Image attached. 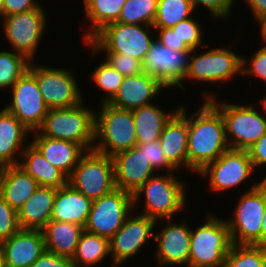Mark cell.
Segmentation results:
<instances>
[{
  "instance_id": "30",
  "label": "cell",
  "mask_w": 266,
  "mask_h": 267,
  "mask_svg": "<svg viewBox=\"0 0 266 267\" xmlns=\"http://www.w3.org/2000/svg\"><path fill=\"white\" fill-rule=\"evenodd\" d=\"M41 230L46 251L72 259L84 227L71 222L50 220Z\"/></svg>"
},
{
  "instance_id": "4",
  "label": "cell",
  "mask_w": 266,
  "mask_h": 267,
  "mask_svg": "<svg viewBox=\"0 0 266 267\" xmlns=\"http://www.w3.org/2000/svg\"><path fill=\"white\" fill-rule=\"evenodd\" d=\"M154 27L113 22L99 30L87 43L92 58L103 53L126 54L143 62L156 34ZM155 32V33H154ZM153 33V34H152Z\"/></svg>"
},
{
  "instance_id": "49",
  "label": "cell",
  "mask_w": 266,
  "mask_h": 267,
  "mask_svg": "<svg viewBox=\"0 0 266 267\" xmlns=\"http://www.w3.org/2000/svg\"><path fill=\"white\" fill-rule=\"evenodd\" d=\"M257 25H259L258 27L260 28V34H261V42H266V13H264L263 15H261L257 20Z\"/></svg>"
},
{
  "instance_id": "47",
  "label": "cell",
  "mask_w": 266,
  "mask_h": 267,
  "mask_svg": "<svg viewBox=\"0 0 266 267\" xmlns=\"http://www.w3.org/2000/svg\"><path fill=\"white\" fill-rule=\"evenodd\" d=\"M158 41L174 51L190 50L185 44H180V39L172 28H154Z\"/></svg>"
},
{
  "instance_id": "35",
  "label": "cell",
  "mask_w": 266,
  "mask_h": 267,
  "mask_svg": "<svg viewBox=\"0 0 266 267\" xmlns=\"http://www.w3.org/2000/svg\"><path fill=\"white\" fill-rule=\"evenodd\" d=\"M223 267H266V246L232 244Z\"/></svg>"
},
{
  "instance_id": "53",
  "label": "cell",
  "mask_w": 266,
  "mask_h": 267,
  "mask_svg": "<svg viewBox=\"0 0 266 267\" xmlns=\"http://www.w3.org/2000/svg\"><path fill=\"white\" fill-rule=\"evenodd\" d=\"M2 4H3V0H0V17H1Z\"/></svg>"
},
{
  "instance_id": "9",
  "label": "cell",
  "mask_w": 266,
  "mask_h": 267,
  "mask_svg": "<svg viewBox=\"0 0 266 267\" xmlns=\"http://www.w3.org/2000/svg\"><path fill=\"white\" fill-rule=\"evenodd\" d=\"M232 46H221L212 48L207 43V51L203 49L192 50L190 54L189 70L186 73L184 81L204 82L203 84H224L234 79L235 76H241L242 55L236 54L231 50ZM197 51L200 52L197 55ZM235 75V76H234ZM234 77V78H233Z\"/></svg>"
},
{
  "instance_id": "37",
  "label": "cell",
  "mask_w": 266,
  "mask_h": 267,
  "mask_svg": "<svg viewBox=\"0 0 266 267\" xmlns=\"http://www.w3.org/2000/svg\"><path fill=\"white\" fill-rule=\"evenodd\" d=\"M92 73L89 75L94 87H98L100 92H104L100 98L101 103H108L117 93L122 84L124 76L116 69L112 68L105 60L98 63Z\"/></svg>"
},
{
  "instance_id": "34",
  "label": "cell",
  "mask_w": 266,
  "mask_h": 267,
  "mask_svg": "<svg viewBox=\"0 0 266 267\" xmlns=\"http://www.w3.org/2000/svg\"><path fill=\"white\" fill-rule=\"evenodd\" d=\"M31 60L16 51L0 50V89H7L29 69Z\"/></svg>"
},
{
  "instance_id": "25",
  "label": "cell",
  "mask_w": 266,
  "mask_h": 267,
  "mask_svg": "<svg viewBox=\"0 0 266 267\" xmlns=\"http://www.w3.org/2000/svg\"><path fill=\"white\" fill-rule=\"evenodd\" d=\"M39 187L18 165L0 167V196L17 212Z\"/></svg>"
},
{
  "instance_id": "28",
  "label": "cell",
  "mask_w": 266,
  "mask_h": 267,
  "mask_svg": "<svg viewBox=\"0 0 266 267\" xmlns=\"http://www.w3.org/2000/svg\"><path fill=\"white\" fill-rule=\"evenodd\" d=\"M156 101L132 110L134 116L137 145L159 140L165 124L179 110L175 106L170 111L155 105Z\"/></svg>"
},
{
  "instance_id": "8",
  "label": "cell",
  "mask_w": 266,
  "mask_h": 267,
  "mask_svg": "<svg viewBox=\"0 0 266 267\" xmlns=\"http://www.w3.org/2000/svg\"><path fill=\"white\" fill-rule=\"evenodd\" d=\"M241 192L232 217L226 218L233 244L261 245V225L266 202V180L262 178Z\"/></svg>"
},
{
  "instance_id": "38",
  "label": "cell",
  "mask_w": 266,
  "mask_h": 267,
  "mask_svg": "<svg viewBox=\"0 0 266 267\" xmlns=\"http://www.w3.org/2000/svg\"><path fill=\"white\" fill-rule=\"evenodd\" d=\"M192 16L180 21L172 29L179 37L180 44H185L190 50H197L199 47H206L207 44L204 42L203 37L205 33L203 32V26H201L200 20L194 19L195 15Z\"/></svg>"
},
{
  "instance_id": "19",
  "label": "cell",
  "mask_w": 266,
  "mask_h": 267,
  "mask_svg": "<svg viewBox=\"0 0 266 267\" xmlns=\"http://www.w3.org/2000/svg\"><path fill=\"white\" fill-rule=\"evenodd\" d=\"M180 104L179 110L165 124L159 142L168 162L176 169L188 171V111Z\"/></svg>"
},
{
  "instance_id": "29",
  "label": "cell",
  "mask_w": 266,
  "mask_h": 267,
  "mask_svg": "<svg viewBox=\"0 0 266 267\" xmlns=\"http://www.w3.org/2000/svg\"><path fill=\"white\" fill-rule=\"evenodd\" d=\"M57 189L39 187L18 213L21 229H42L50 220Z\"/></svg>"
},
{
  "instance_id": "40",
  "label": "cell",
  "mask_w": 266,
  "mask_h": 267,
  "mask_svg": "<svg viewBox=\"0 0 266 267\" xmlns=\"http://www.w3.org/2000/svg\"><path fill=\"white\" fill-rule=\"evenodd\" d=\"M136 147L144 152L147 161L156 172L159 173V171L163 170H165V173L179 172L166 159L159 140L145 144H138Z\"/></svg>"
},
{
  "instance_id": "26",
  "label": "cell",
  "mask_w": 266,
  "mask_h": 267,
  "mask_svg": "<svg viewBox=\"0 0 266 267\" xmlns=\"http://www.w3.org/2000/svg\"><path fill=\"white\" fill-rule=\"evenodd\" d=\"M91 206V199L87 198L80 191L74 189L70 184H67L57 189L51 220L71 222L84 227Z\"/></svg>"
},
{
  "instance_id": "22",
  "label": "cell",
  "mask_w": 266,
  "mask_h": 267,
  "mask_svg": "<svg viewBox=\"0 0 266 267\" xmlns=\"http://www.w3.org/2000/svg\"><path fill=\"white\" fill-rule=\"evenodd\" d=\"M7 267H30L46 250L40 229H20L0 242Z\"/></svg>"
},
{
  "instance_id": "1",
  "label": "cell",
  "mask_w": 266,
  "mask_h": 267,
  "mask_svg": "<svg viewBox=\"0 0 266 267\" xmlns=\"http://www.w3.org/2000/svg\"><path fill=\"white\" fill-rule=\"evenodd\" d=\"M192 115L188 114V171L200 172L230 147L221 112L203 100Z\"/></svg>"
},
{
  "instance_id": "5",
  "label": "cell",
  "mask_w": 266,
  "mask_h": 267,
  "mask_svg": "<svg viewBox=\"0 0 266 267\" xmlns=\"http://www.w3.org/2000/svg\"><path fill=\"white\" fill-rule=\"evenodd\" d=\"M85 100L70 108H51L42 126V136L80 144L86 151L93 150L95 142V110ZM88 106V107H87Z\"/></svg>"
},
{
  "instance_id": "31",
  "label": "cell",
  "mask_w": 266,
  "mask_h": 267,
  "mask_svg": "<svg viewBox=\"0 0 266 267\" xmlns=\"http://www.w3.org/2000/svg\"><path fill=\"white\" fill-rule=\"evenodd\" d=\"M85 19L90 24L83 33L85 45L99 30L106 25L117 22L122 6L126 0H83ZM87 18V19H86ZM89 28V29H88ZM85 34V35H84Z\"/></svg>"
},
{
  "instance_id": "33",
  "label": "cell",
  "mask_w": 266,
  "mask_h": 267,
  "mask_svg": "<svg viewBox=\"0 0 266 267\" xmlns=\"http://www.w3.org/2000/svg\"><path fill=\"white\" fill-rule=\"evenodd\" d=\"M190 0H158L154 28H172L195 13Z\"/></svg>"
},
{
  "instance_id": "23",
  "label": "cell",
  "mask_w": 266,
  "mask_h": 267,
  "mask_svg": "<svg viewBox=\"0 0 266 267\" xmlns=\"http://www.w3.org/2000/svg\"><path fill=\"white\" fill-rule=\"evenodd\" d=\"M31 131L17 117L0 110V167L18 165Z\"/></svg>"
},
{
  "instance_id": "43",
  "label": "cell",
  "mask_w": 266,
  "mask_h": 267,
  "mask_svg": "<svg viewBox=\"0 0 266 267\" xmlns=\"http://www.w3.org/2000/svg\"><path fill=\"white\" fill-rule=\"evenodd\" d=\"M195 11L200 7H205V11H209V15L214 21L217 19H223L224 21L229 19L231 11L233 10L235 0H190ZM237 1V0H236Z\"/></svg>"
},
{
  "instance_id": "32",
  "label": "cell",
  "mask_w": 266,
  "mask_h": 267,
  "mask_svg": "<svg viewBox=\"0 0 266 267\" xmlns=\"http://www.w3.org/2000/svg\"><path fill=\"white\" fill-rule=\"evenodd\" d=\"M110 256L109 239L84 230L72 261L75 267L100 266Z\"/></svg>"
},
{
  "instance_id": "10",
  "label": "cell",
  "mask_w": 266,
  "mask_h": 267,
  "mask_svg": "<svg viewBox=\"0 0 266 267\" xmlns=\"http://www.w3.org/2000/svg\"><path fill=\"white\" fill-rule=\"evenodd\" d=\"M68 184L92 201L110 193L116 188L112 157L86 151L68 177Z\"/></svg>"
},
{
  "instance_id": "18",
  "label": "cell",
  "mask_w": 266,
  "mask_h": 267,
  "mask_svg": "<svg viewBox=\"0 0 266 267\" xmlns=\"http://www.w3.org/2000/svg\"><path fill=\"white\" fill-rule=\"evenodd\" d=\"M181 219V222H178L179 219H176V222L174 219H163L165 226L156 233L154 231L153 242L157 245L153 257L156 258V265L159 267L188 266L191 226L187 219Z\"/></svg>"
},
{
  "instance_id": "2",
  "label": "cell",
  "mask_w": 266,
  "mask_h": 267,
  "mask_svg": "<svg viewBox=\"0 0 266 267\" xmlns=\"http://www.w3.org/2000/svg\"><path fill=\"white\" fill-rule=\"evenodd\" d=\"M176 174L179 173L164 172L162 175L157 173L150 177L132 194L134 211L139 209V204H142L140 199H145L143 200V207L140 209L143 211L139 213L155 221L175 219L174 215L178 216L181 212L183 214V211L189 212L186 209L188 207L186 204L187 185Z\"/></svg>"
},
{
  "instance_id": "11",
  "label": "cell",
  "mask_w": 266,
  "mask_h": 267,
  "mask_svg": "<svg viewBox=\"0 0 266 267\" xmlns=\"http://www.w3.org/2000/svg\"><path fill=\"white\" fill-rule=\"evenodd\" d=\"M31 61L29 71L35 76L46 105L51 108H70L84 101L76 74L68 68L39 65ZM36 64V65H35Z\"/></svg>"
},
{
  "instance_id": "48",
  "label": "cell",
  "mask_w": 266,
  "mask_h": 267,
  "mask_svg": "<svg viewBox=\"0 0 266 267\" xmlns=\"http://www.w3.org/2000/svg\"><path fill=\"white\" fill-rule=\"evenodd\" d=\"M245 2L249 6L255 21L266 13V0H244V4Z\"/></svg>"
},
{
  "instance_id": "21",
  "label": "cell",
  "mask_w": 266,
  "mask_h": 267,
  "mask_svg": "<svg viewBox=\"0 0 266 267\" xmlns=\"http://www.w3.org/2000/svg\"><path fill=\"white\" fill-rule=\"evenodd\" d=\"M166 88L150 75L141 73L135 76H126L115 96L108 102L110 105L127 110H134L141 106L153 103L158 95Z\"/></svg>"
},
{
  "instance_id": "7",
  "label": "cell",
  "mask_w": 266,
  "mask_h": 267,
  "mask_svg": "<svg viewBox=\"0 0 266 267\" xmlns=\"http://www.w3.org/2000/svg\"><path fill=\"white\" fill-rule=\"evenodd\" d=\"M95 110V142L93 150L113 157L137 145L132 110L101 103Z\"/></svg>"
},
{
  "instance_id": "41",
  "label": "cell",
  "mask_w": 266,
  "mask_h": 267,
  "mask_svg": "<svg viewBox=\"0 0 266 267\" xmlns=\"http://www.w3.org/2000/svg\"><path fill=\"white\" fill-rule=\"evenodd\" d=\"M104 55V60L112 68L118 70L124 77L142 73V62L136 58L119 53H104Z\"/></svg>"
},
{
  "instance_id": "46",
  "label": "cell",
  "mask_w": 266,
  "mask_h": 267,
  "mask_svg": "<svg viewBox=\"0 0 266 267\" xmlns=\"http://www.w3.org/2000/svg\"><path fill=\"white\" fill-rule=\"evenodd\" d=\"M30 267H75L71 258L44 251Z\"/></svg>"
},
{
  "instance_id": "14",
  "label": "cell",
  "mask_w": 266,
  "mask_h": 267,
  "mask_svg": "<svg viewBox=\"0 0 266 267\" xmlns=\"http://www.w3.org/2000/svg\"><path fill=\"white\" fill-rule=\"evenodd\" d=\"M192 50L174 51L154 39L142 62V73L158 80L168 91L178 87L185 91L183 80L189 70Z\"/></svg>"
},
{
  "instance_id": "12",
  "label": "cell",
  "mask_w": 266,
  "mask_h": 267,
  "mask_svg": "<svg viewBox=\"0 0 266 267\" xmlns=\"http://www.w3.org/2000/svg\"><path fill=\"white\" fill-rule=\"evenodd\" d=\"M45 6L23 12L20 14L1 16L0 23L10 50L26 55L31 61L35 60L39 44L44 38L48 26L47 11Z\"/></svg>"
},
{
  "instance_id": "3",
  "label": "cell",
  "mask_w": 266,
  "mask_h": 267,
  "mask_svg": "<svg viewBox=\"0 0 266 267\" xmlns=\"http://www.w3.org/2000/svg\"><path fill=\"white\" fill-rule=\"evenodd\" d=\"M200 95L202 100H209L221 112L230 148L247 150L266 133V119L257 103L241 105L228 100L221 102L217 99V93L214 95L212 91L205 90Z\"/></svg>"
},
{
  "instance_id": "51",
  "label": "cell",
  "mask_w": 266,
  "mask_h": 267,
  "mask_svg": "<svg viewBox=\"0 0 266 267\" xmlns=\"http://www.w3.org/2000/svg\"><path fill=\"white\" fill-rule=\"evenodd\" d=\"M259 102H260V105H262V106H260L261 108H259V109L262 110L261 111L262 112V115L266 119V96L264 98L259 99Z\"/></svg>"
},
{
  "instance_id": "39",
  "label": "cell",
  "mask_w": 266,
  "mask_h": 267,
  "mask_svg": "<svg viewBox=\"0 0 266 267\" xmlns=\"http://www.w3.org/2000/svg\"><path fill=\"white\" fill-rule=\"evenodd\" d=\"M260 48L250 57L242 55L241 77L260 78L266 85V42H260ZM265 44V45H264ZM249 58V59H247ZM251 61V62H250ZM248 63V64H247Z\"/></svg>"
},
{
  "instance_id": "15",
  "label": "cell",
  "mask_w": 266,
  "mask_h": 267,
  "mask_svg": "<svg viewBox=\"0 0 266 267\" xmlns=\"http://www.w3.org/2000/svg\"><path fill=\"white\" fill-rule=\"evenodd\" d=\"M130 192L115 188L110 193L92 201L84 230L110 239L133 212Z\"/></svg>"
},
{
  "instance_id": "50",
  "label": "cell",
  "mask_w": 266,
  "mask_h": 267,
  "mask_svg": "<svg viewBox=\"0 0 266 267\" xmlns=\"http://www.w3.org/2000/svg\"><path fill=\"white\" fill-rule=\"evenodd\" d=\"M261 245L266 246V202L263 214V220L261 225Z\"/></svg>"
},
{
  "instance_id": "52",
  "label": "cell",
  "mask_w": 266,
  "mask_h": 267,
  "mask_svg": "<svg viewBox=\"0 0 266 267\" xmlns=\"http://www.w3.org/2000/svg\"><path fill=\"white\" fill-rule=\"evenodd\" d=\"M0 267H7L1 248H0Z\"/></svg>"
},
{
  "instance_id": "24",
  "label": "cell",
  "mask_w": 266,
  "mask_h": 267,
  "mask_svg": "<svg viewBox=\"0 0 266 267\" xmlns=\"http://www.w3.org/2000/svg\"><path fill=\"white\" fill-rule=\"evenodd\" d=\"M31 142L39 149L44 158L68 177L86 150L78 143L52 139L42 136L38 131L31 132Z\"/></svg>"
},
{
  "instance_id": "36",
  "label": "cell",
  "mask_w": 266,
  "mask_h": 267,
  "mask_svg": "<svg viewBox=\"0 0 266 267\" xmlns=\"http://www.w3.org/2000/svg\"><path fill=\"white\" fill-rule=\"evenodd\" d=\"M157 7L158 0H126L117 22L153 26Z\"/></svg>"
},
{
  "instance_id": "6",
  "label": "cell",
  "mask_w": 266,
  "mask_h": 267,
  "mask_svg": "<svg viewBox=\"0 0 266 267\" xmlns=\"http://www.w3.org/2000/svg\"><path fill=\"white\" fill-rule=\"evenodd\" d=\"M206 214L204 223L191 227L187 267H223L233 244L226 220L214 213Z\"/></svg>"
},
{
  "instance_id": "17",
  "label": "cell",
  "mask_w": 266,
  "mask_h": 267,
  "mask_svg": "<svg viewBox=\"0 0 266 267\" xmlns=\"http://www.w3.org/2000/svg\"><path fill=\"white\" fill-rule=\"evenodd\" d=\"M10 89L12 98L4 109L17 117L31 132L37 131L49 107L39 91L35 76L27 70Z\"/></svg>"
},
{
  "instance_id": "13",
  "label": "cell",
  "mask_w": 266,
  "mask_h": 267,
  "mask_svg": "<svg viewBox=\"0 0 266 267\" xmlns=\"http://www.w3.org/2000/svg\"><path fill=\"white\" fill-rule=\"evenodd\" d=\"M255 172L247 150L229 148L197 174L208 180L210 192L223 194L253 180Z\"/></svg>"
},
{
  "instance_id": "16",
  "label": "cell",
  "mask_w": 266,
  "mask_h": 267,
  "mask_svg": "<svg viewBox=\"0 0 266 267\" xmlns=\"http://www.w3.org/2000/svg\"><path fill=\"white\" fill-rule=\"evenodd\" d=\"M136 210L127 217L122 227L109 239L110 267L122 266L139 254L143 247L154 239V228L158 229V221L137 213ZM112 258V259H111Z\"/></svg>"
},
{
  "instance_id": "20",
  "label": "cell",
  "mask_w": 266,
  "mask_h": 267,
  "mask_svg": "<svg viewBox=\"0 0 266 267\" xmlns=\"http://www.w3.org/2000/svg\"><path fill=\"white\" fill-rule=\"evenodd\" d=\"M116 188L133 194L150 177L157 174L144 152L136 146L113 157Z\"/></svg>"
},
{
  "instance_id": "44",
  "label": "cell",
  "mask_w": 266,
  "mask_h": 267,
  "mask_svg": "<svg viewBox=\"0 0 266 267\" xmlns=\"http://www.w3.org/2000/svg\"><path fill=\"white\" fill-rule=\"evenodd\" d=\"M38 0H3L1 16L20 14L38 8Z\"/></svg>"
},
{
  "instance_id": "45",
  "label": "cell",
  "mask_w": 266,
  "mask_h": 267,
  "mask_svg": "<svg viewBox=\"0 0 266 267\" xmlns=\"http://www.w3.org/2000/svg\"><path fill=\"white\" fill-rule=\"evenodd\" d=\"M247 151L252 161L254 170L257 171L258 168L260 170L263 167L266 170V133L249 149H247ZM262 179L266 180V174L264 177H262Z\"/></svg>"
},
{
  "instance_id": "42",
  "label": "cell",
  "mask_w": 266,
  "mask_h": 267,
  "mask_svg": "<svg viewBox=\"0 0 266 267\" xmlns=\"http://www.w3.org/2000/svg\"><path fill=\"white\" fill-rule=\"evenodd\" d=\"M21 229L18 213L0 196V242Z\"/></svg>"
},
{
  "instance_id": "27",
  "label": "cell",
  "mask_w": 266,
  "mask_h": 267,
  "mask_svg": "<svg viewBox=\"0 0 266 267\" xmlns=\"http://www.w3.org/2000/svg\"><path fill=\"white\" fill-rule=\"evenodd\" d=\"M18 166L35 179L41 187L59 189L68 184V176L51 165L30 139L22 152Z\"/></svg>"
}]
</instances>
